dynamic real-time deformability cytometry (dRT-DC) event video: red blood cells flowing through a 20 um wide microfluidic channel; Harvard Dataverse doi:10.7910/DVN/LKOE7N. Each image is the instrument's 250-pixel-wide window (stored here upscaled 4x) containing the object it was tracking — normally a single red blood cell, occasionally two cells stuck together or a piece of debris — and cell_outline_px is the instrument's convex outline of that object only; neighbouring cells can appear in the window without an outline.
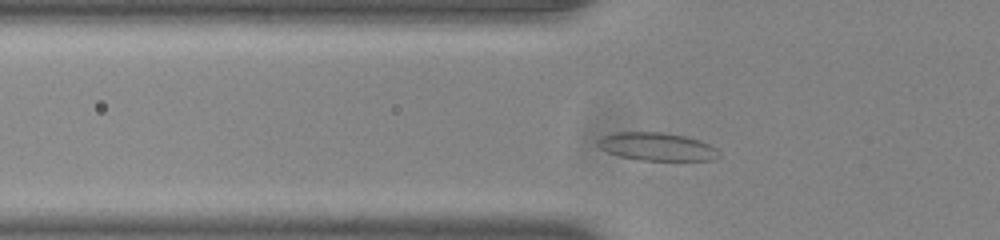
{"species": "common noctule bat (a hibernating species)", "species_latin": "Nyctalus noctula", "temperature_condition": "room temperature", "stored_images_in_passage": 42, "camera_frame_rate_fps": 3000, "um_per_image_px": 0.085, "animal": {"sex": "male", "body_mass_g": 20.0, "forearm_length_mm": 53.3}, "frame": {"image": 1, "passage_image": 7, "time_ms": 2.0, "image_size_px": [1000, 240], "cell_outline_px": [[720, 156], [716, 160], [640, 160], [620, 156], [608, 152], [600, 148], [596, 144], [596, 140], [600, 136], [616, 132], [660, 132], [684, 136], [700, 140], [716, 148], [720, 152]], "centroid_in_image_um": [55.82, 12.46], "position_along_channel_um": 70.0, "area_um2": 19.88}}
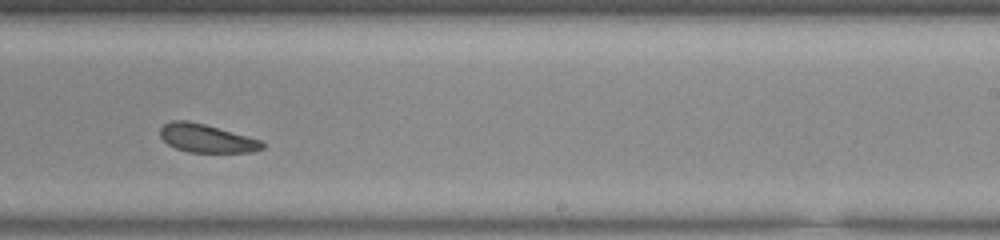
{"frame": {"image": 2, "passage_image": 23, "time_ms": 7.333, "image_size_px": [1000, 240], "cell_outline_px": [[264, 148], [252, 152], [188, 152], [176, 148], [168, 144], [160, 136], [160, 128], [164, 124], [172, 120], [188, 120], [204, 124], [264, 140]], "centroid_in_image_um": [17.58, 11.75], "position_along_channel_um": 271.4, "area_um2": 16.94}}
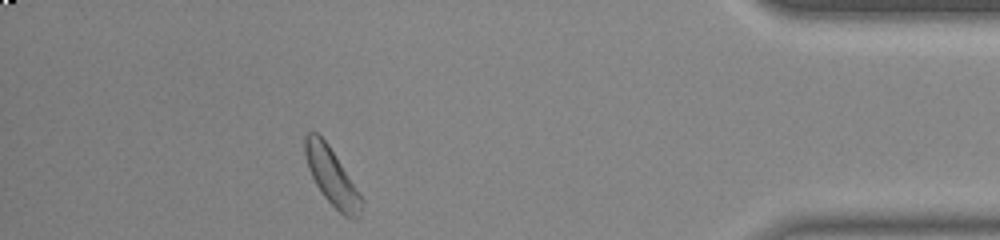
{"frame": {"image": 3, "passage_image": 37, "time_ms": 12.0, "image_size_px": [1000, 240], "cell_outline_px": [[364, 200], [360, 216], [356, 220], [352, 220], [344, 216], [324, 196], [316, 184], [308, 168], [304, 152], [304, 136], [308, 132], [316, 132], [328, 144]], "centroid_in_image_um": [28.21, 15.04], "position_along_channel_um": 407.0, "area_um2": 18.61}, "authors_computed_cell_mechanics": {"area_um2": 18.6405, "velocity_mm_per_s": 3.8011, "shape_relaxation_time_tau1_ms": 4.253, "shape_relaxation_time_tau2_ms": 3.3553, "deformation_change_tau1": 0.0578, "deformation_change_tau2": 0.1107}}